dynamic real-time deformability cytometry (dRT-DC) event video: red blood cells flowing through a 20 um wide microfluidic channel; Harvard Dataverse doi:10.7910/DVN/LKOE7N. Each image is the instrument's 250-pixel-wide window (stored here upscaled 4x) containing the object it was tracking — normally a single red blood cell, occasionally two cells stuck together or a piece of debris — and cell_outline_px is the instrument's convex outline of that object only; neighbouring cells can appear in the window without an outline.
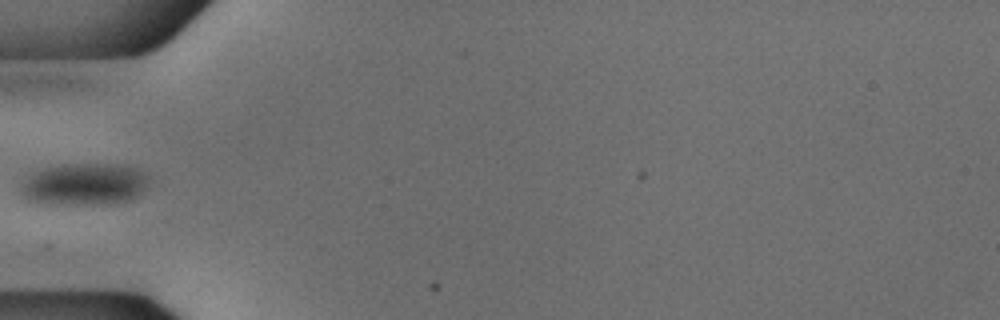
{"species": "common noctule bat (a hibernating species)", "species_latin": "Nyctalus noctula", "temperature_condition": "cold", "stored_images_in_passage": 36, "camera_frame_rate_fps": 3000, "um_per_image_px": 0.085, "animal": {"sex": "male", "body_mass_g": 18.8}, "frame": {"image": 1, "passage_image": 1, "time_ms": 0.0, "image_size_px": [1000, 320], "cell_outline_px": [[148, 188], [140, 196], [132, 200], [120, 204], [36, 204], [28, 200], [20, 192], [20, 184], [32, 172], [44, 168], [60, 164], [120, 164], [136, 168], [144, 172], [148, 176]], "centroid_in_image_um": [7.2, 15.68], "position_along_channel_um": 77.8, "area_um2": 32.37}}
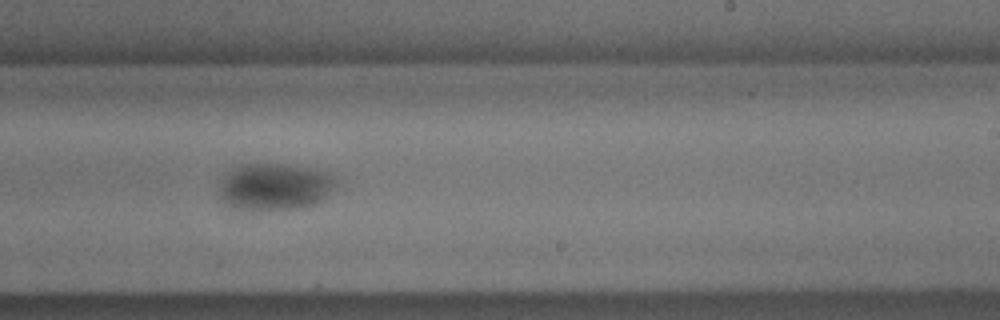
{"frame": {"image": 2, "passage_image": 16, "time_ms": 5.0, "image_size_px": [1000, 320], "cell_outline_px": [[336, 188], [320, 200], [312, 204], [296, 208], [240, 208], [224, 204], [220, 196], [220, 180], [224, 172], [240, 164], [288, 164], [316, 168], [332, 176], [336, 180]], "centroid_in_image_um": [23.32, 15.81], "position_along_channel_um": 265.7, "area_um2": 31.67}}
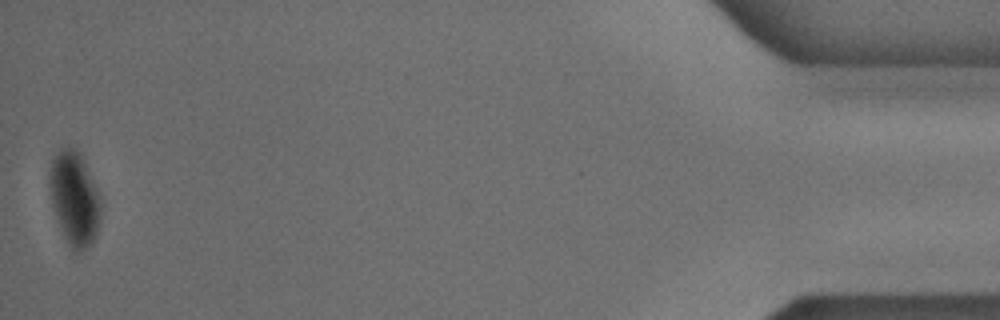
{"frame": {"image": 3, "passage_image": 36, "time_ms": 11.667, "image_size_px": [1000, 320], "cell_outline_px": [[100, 220], [96, 236], [80, 252], [72, 252], [64, 236], [52, 204], [48, 184], [48, 176], [52, 160], [60, 148], [72, 148], [80, 152], [100, 196]], "centroid_in_image_um": [6.32, 16.86], "position_along_channel_um": 428.9, "area_um2": 27.74}}